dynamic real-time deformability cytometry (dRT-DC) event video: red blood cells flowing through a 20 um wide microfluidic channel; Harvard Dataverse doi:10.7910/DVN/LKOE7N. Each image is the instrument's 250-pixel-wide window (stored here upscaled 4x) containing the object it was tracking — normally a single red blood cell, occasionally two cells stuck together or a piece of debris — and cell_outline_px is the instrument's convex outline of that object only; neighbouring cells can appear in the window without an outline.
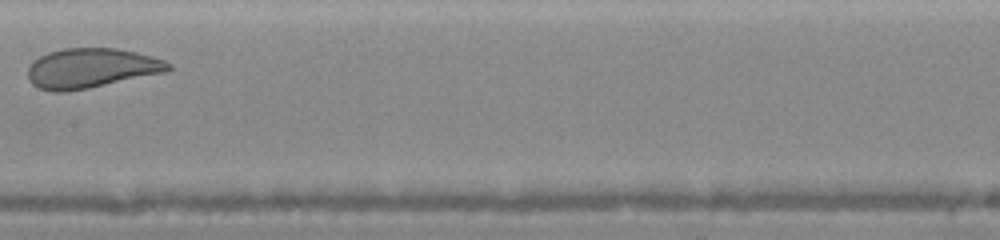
{"species": "human", "species_latin": "Homo sapiens", "temperature_condition": "warm", "stored_images_in_passage": 17, "camera_frame_rate_fps": 3000, "um_per_image_px": 0.085, "donor": {"sex": "female"}, "frame": {"image": 1, "passage_image": 6, "time_ms": 3.333, "image_size_px": [1000, 240], "cell_outline_px": [[172, 68], [168, 72], [88, 88], [64, 92], [56, 92], [40, 88], [32, 84], [28, 80], [28, 64], [32, 60], [48, 52], [64, 48], [116, 48], [136, 52], [152, 56], [164, 60], [172, 64]], "centroid_in_image_um": [7.75, 5.79], "position_along_channel_um": 199.6, "area_um2": 32.77}}
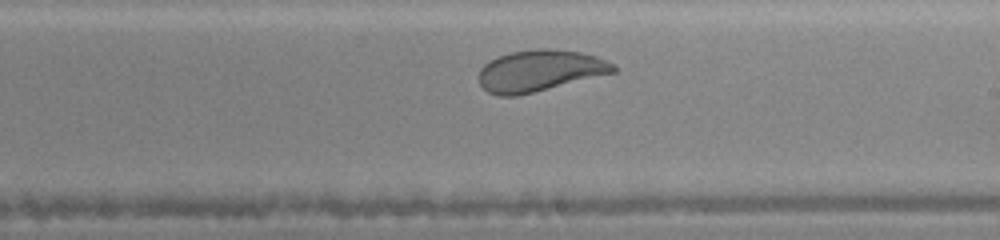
{"frame": {"image": 2, "passage_image": 8, "time_ms": 4.333, "image_size_px": [1000, 240], "cell_outline_px": [[616, 72], [516, 96], [496, 96], [488, 92], [480, 84], [480, 68], [488, 60], [512, 52], [536, 48], [552, 48], [580, 52], [596, 56], [616, 64]], "centroid_in_image_um": [45.88, 6.0], "position_along_channel_um": 243.1, "area_um2": 32.43}}
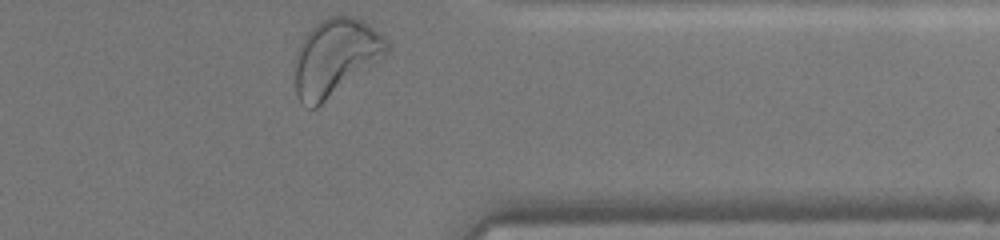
{"frame": {"image": 3, "passage_image": 17, "time_ms": 7.667, "image_size_px": [1000, 240], "cell_outline_px": [[392, 48], [384, 56], [316, 108], [312, 108], [300, 100], [296, 92], [296, 60], [300, 44], [304, 36], [316, 24], [328, 16], [352, 16], [368, 24], [384, 36], [392, 44]], "centroid_in_image_um": [28.54, 4.83], "position_along_channel_um": 382.9, "area_um2": 40.34}}